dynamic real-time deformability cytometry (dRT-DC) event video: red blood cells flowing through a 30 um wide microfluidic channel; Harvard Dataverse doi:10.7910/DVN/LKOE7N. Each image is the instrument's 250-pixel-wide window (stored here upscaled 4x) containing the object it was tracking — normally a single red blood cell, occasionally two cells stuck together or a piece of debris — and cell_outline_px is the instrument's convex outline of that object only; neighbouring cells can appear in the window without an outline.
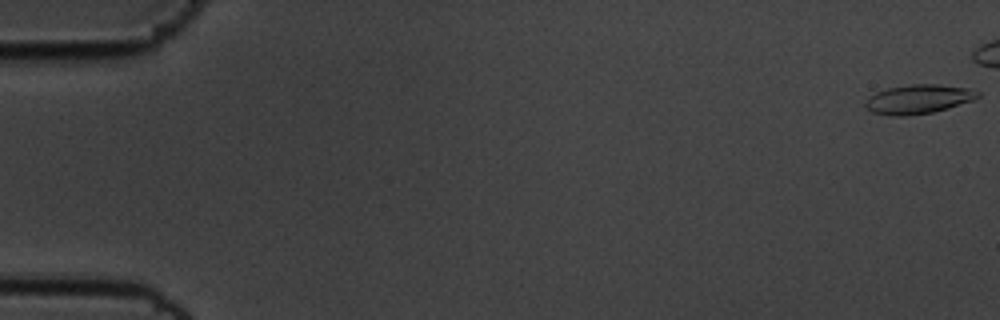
{"species": "common noctule bat (a hibernating species)", "species_latin": "Nyctalus noctula", "temperature_condition": "cold", "stored_images_in_passage": 40, "camera_frame_rate_fps": 3000, "um_per_image_px": 0.085, "animal": {"sex": "male", "body_mass_g": 19.5, "forearm_length_mm": 54.6}, "frame": {"image": 1, "passage_image": 1, "time_ms": 0.0, "image_size_px": [1000, 320], "cell_outline_px": [[980, 96], [972, 100], [948, 108], [932, 112], [904, 116], [892, 116], [872, 112], [864, 104], [876, 92], [888, 88], [912, 84], [936, 84], [972, 88], [980, 92]], "centroid_in_image_um": [78.11, 8.42], "position_along_channel_um": 6.9, "area_um2": 18.9}}
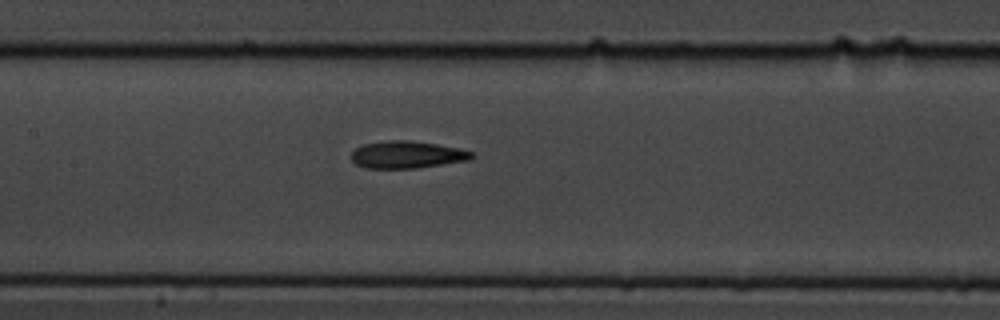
{"frame": {"image": 2, "passage_image": 28, "time_ms": 9.0, "image_size_px": [1000, 320], "cell_outline_px": [[476, 156], [468, 160], [416, 168], [364, 168], [356, 164], [352, 160], [352, 152], [356, 148], [364, 144], [388, 140], [412, 140], [460, 148], [472, 152]], "centroid_in_image_um": [34.6, 13.14], "position_along_channel_um": 172.8, "area_um2": 19.07}}
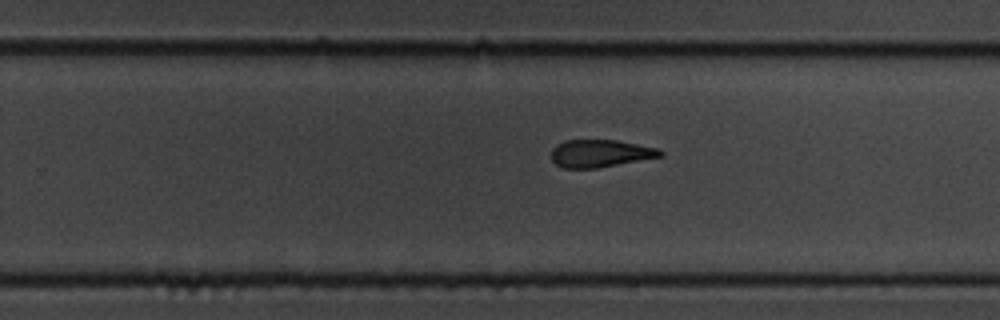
{"frame": {"image": 3, "passage_image": 37, "time_ms": 12.0, "image_size_px": [1000, 320], "cell_outline_px": [[664, 156], [596, 168], [564, 168], [556, 164], [552, 160], [552, 148], [556, 144], [564, 140], [616, 140], [660, 148], [664, 152]], "centroid_in_image_um": [51.05, 13.03], "position_along_channel_um": 278.8, "area_um2": 17.57}}